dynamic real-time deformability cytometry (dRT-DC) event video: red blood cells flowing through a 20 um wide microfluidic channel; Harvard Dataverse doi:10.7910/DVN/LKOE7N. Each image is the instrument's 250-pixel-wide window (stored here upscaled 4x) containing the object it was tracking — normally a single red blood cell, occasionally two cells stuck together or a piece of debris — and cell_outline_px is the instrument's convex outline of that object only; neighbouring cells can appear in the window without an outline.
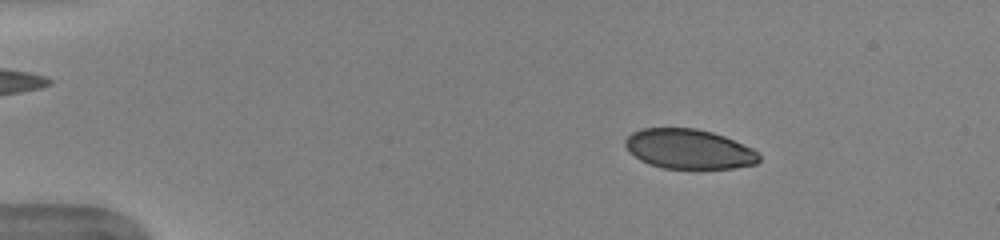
{"species": "human", "species_latin": "Homo sapiens", "temperature_condition": "warm", "stored_images_in_passage": 49, "camera_frame_rate_fps": 3000, "um_per_image_px": 0.085, "donor": {"sex": "female"}, "frame": {"image": 1, "passage_image": 6, "time_ms": 1.667, "image_size_px": [1000, 240], "cell_outline_px": [[760, 160], [756, 164], [736, 168], [660, 168], [648, 164], [640, 160], [628, 152], [624, 144], [624, 140], [632, 132], [640, 128], [696, 128], [712, 132], [724, 136], [752, 148], [760, 152]], "centroid_in_image_um": [58.54, 12.67], "position_along_channel_um": 26.5, "area_um2": 31.27}}
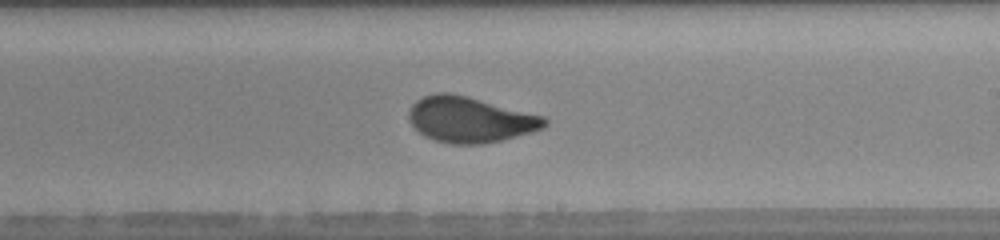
{"frame": {"image": 2, "passage_image": 29, "time_ms": 9.333, "image_size_px": [1000, 240], "cell_outline_px": [[548, 124], [544, 128], [532, 132], [484, 144], [452, 144], [436, 140], [424, 136], [408, 120], [408, 112], [412, 104], [416, 100], [424, 96], [436, 92], [448, 92], [468, 96], [544, 116], [548, 120]], "centroid_in_image_um": [39.95, 10.15], "position_along_channel_um": 249.0, "area_um2": 36.18}}
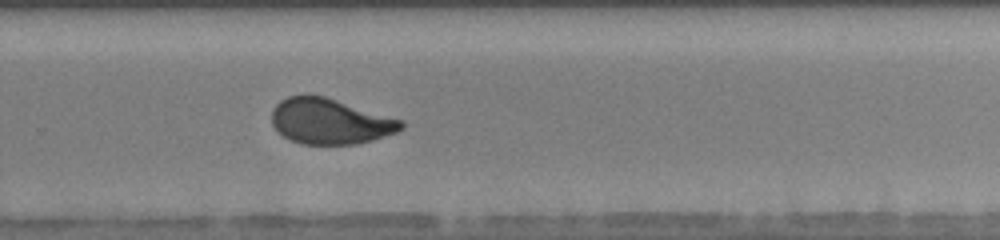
{"frame": {"image": 3, "passage_image": 33, "time_ms": 10.667, "image_size_px": [1000, 240], "cell_outline_px": [[404, 128], [396, 132], [372, 140], [356, 144], [304, 144], [288, 140], [272, 124], [272, 108], [280, 100], [288, 96], [324, 96], [404, 120]], "centroid_in_image_um": [28.06, 10.32], "position_along_channel_um": 301.7, "area_um2": 34.22}, "authors_computed_cell_mechanics": {"area_um2": 34.7378, "velocity_mm_per_s": 3.9817, "shape_relaxation_time_tau1_ms": 5.1628, "shape_relaxation_time_tau2_ms": null, "deformation_change_tau1": 0.1831, "deformation_change_tau2": null}}